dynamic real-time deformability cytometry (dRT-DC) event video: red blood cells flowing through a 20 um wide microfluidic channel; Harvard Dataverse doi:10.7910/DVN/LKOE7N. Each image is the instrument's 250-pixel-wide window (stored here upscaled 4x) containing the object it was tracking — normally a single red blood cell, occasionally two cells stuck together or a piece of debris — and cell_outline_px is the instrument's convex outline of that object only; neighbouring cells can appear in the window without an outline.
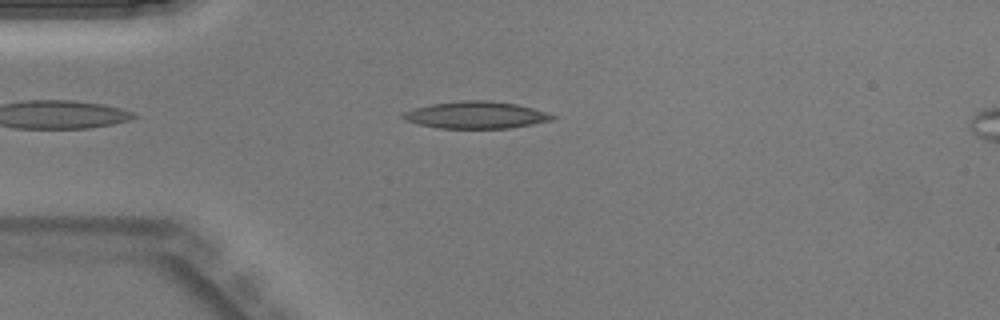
{"species": "Egyptian fruit bat (a non-hibernating species)", "species_latin": "Rousettus aegyptiacus", "temperature_condition": "warm", "stored_images_in_passage": 35, "camera_frame_rate_fps": 3000, "um_per_image_px": 0.085, "animal": {"sex": "male"}, "frame": {"image": 1, "passage_image": 2, "time_ms": 0.333, "image_size_px": [1000, 320], "cell_outline_px": [[556, 116], [552, 120], [512, 128], [440, 128], [420, 124], [404, 120], [400, 116], [404, 112], [412, 108], [432, 104], [460, 100], [488, 100], [516, 104], [548, 112]], "centroid_in_image_um": [40.45, 9.77], "position_along_channel_um": 44.5, "area_um2": 23.52}}
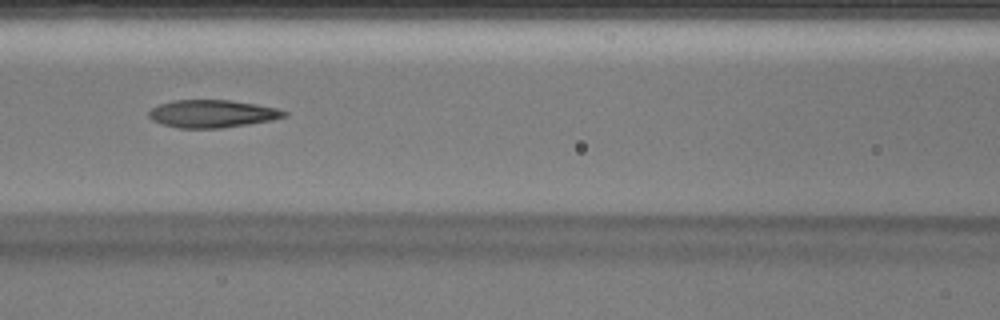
{"frame": {"image": 2, "passage_image": 10, "time_ms": 3.0, "image_size_px": [1000, 320], "cell_outline_px": [[288, 116], [272, 120], [248, 124], [220, 128], [176, 128], [152, 120], [148, 116], [148, 112], [152, 108], [160, 104], [172, 100], [228, 100], [256, 104], [280, 108], [288, 112]], "centroid_in_image_um": [18.07, 9.66], "position_along_channel_um": 148.5, "area_um2": 21.91}}
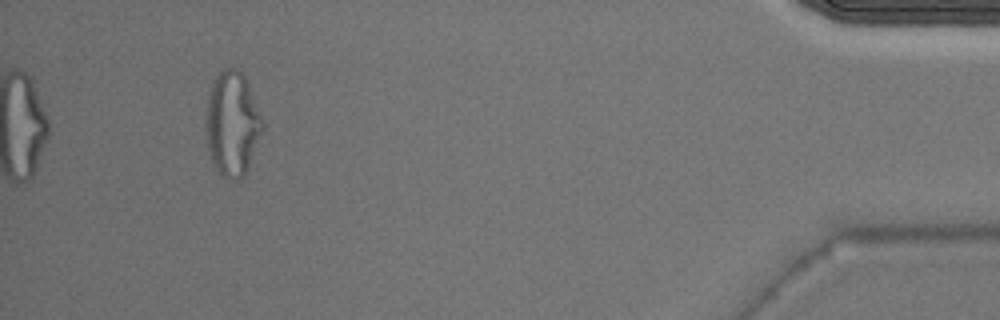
{"frame": {"image": 3, "passage_image": 32, "time_ms": 10.333, "image_size_px": [1000, 320], "cell_outline_px": [[264, 128], [248, 168], [244, 176], [240, 180], [232, 180], [224, 176], [216, 168], [212, 160], [208, 148], [204, 124], [204, 120], [208, 96], [212, 80], [224, 68], [236, 68], [244, 76], [248, 84], [264, 120]], "centroid_in_image_um": [19.74, 10.51], "position_along_channel_um": 415.5, "area_um2": 34.74}}